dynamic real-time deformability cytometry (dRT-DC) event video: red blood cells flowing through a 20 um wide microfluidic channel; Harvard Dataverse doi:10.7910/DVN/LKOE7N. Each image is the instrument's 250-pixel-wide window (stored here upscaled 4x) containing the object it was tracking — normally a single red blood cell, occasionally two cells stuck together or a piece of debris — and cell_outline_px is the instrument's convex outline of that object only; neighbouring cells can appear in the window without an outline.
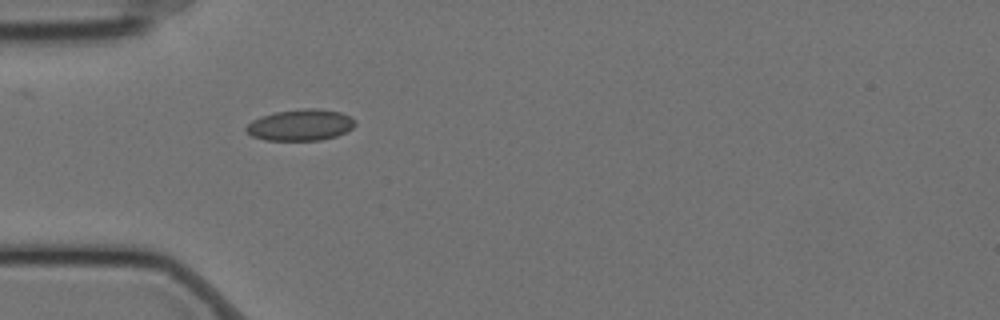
{"species": "Egyptian fruit bat (a non-hibernating species)", "species_latin": "Rousettus aegyptiacus", "temperature_condition": "cold", "stored_images_in_passage": 5, "camera_frame_rate_fps": 3000, "um_per_image_px": 0.085, "animal": {"sex": "female"}, "frame": {"image": 1, "passage_image": 1, "time_ms": 0.0, "image_size_px": [1000, 320], "cell_outline_px": [[356, 124], [348, 132], [336, 136], [320, 140], [264, 140], [252, 136], [244, 128], [252, 120], [260, 116], [276, 112], [308, 108], [316, 108], [340, 112], [356, 120]], "centroid_in_image_um": [25.55, 10.63], "position_along_channel_um": 59.4, "area_um2": 19.88}}